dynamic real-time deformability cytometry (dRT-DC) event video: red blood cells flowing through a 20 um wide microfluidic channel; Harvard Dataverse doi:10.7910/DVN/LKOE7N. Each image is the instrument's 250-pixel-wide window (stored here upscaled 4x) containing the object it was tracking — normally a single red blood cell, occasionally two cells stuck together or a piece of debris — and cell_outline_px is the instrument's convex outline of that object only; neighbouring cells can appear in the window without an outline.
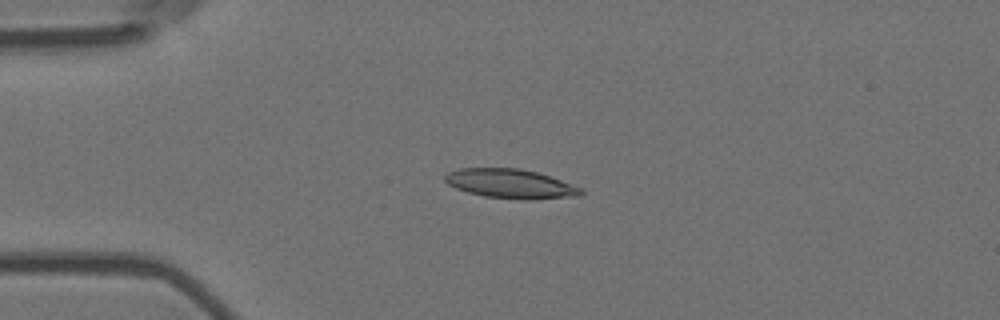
{"species": "Egyptian fruit bat (a non-hibernating species)", "species_latin": "Rousettus aegyptiacus", "temperature_condition": "room temperature", "stored_images_in_passage": 8, "camera_frame_rate_fps": 3000, "um_per_image_px": 0.085, "animal": {"sex": "female"}, "frame": {"image": 1, "passage_image": 4, "time_ms": 1.0, "image_size_px": [1000, 320], "cell_outline_px": [[584, 192], [580, 196], [528, 200], [524, 200], [484, 196], [468, 192], [456, 188], [448, 184], [444, 180], [444, 176], [448, 172], [460, 168], [520, 168], [536, 172], [584, 188]], "centroid_in_image_um": [43.41, 15.62], "position_along_channel_um": 41.6, "area_um2": 23.24}}
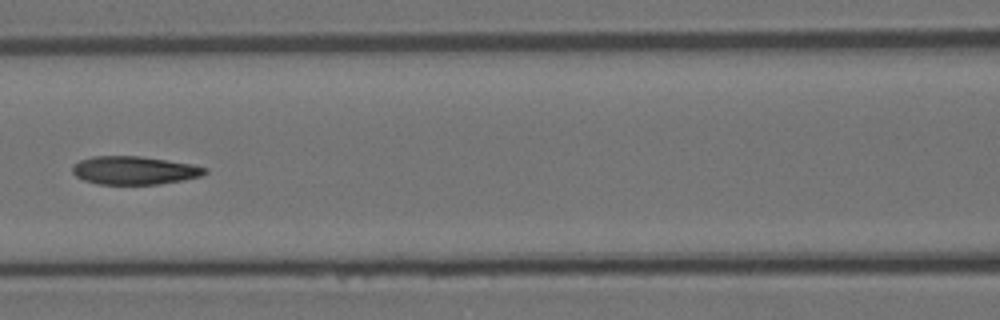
{"frame": {"image": 2, "passage_image": 7, "time_ms": 2.0, "image_size_px": [1000, 320], "cell_outline_px": [[208, 172], [200, 176], [184, 180], [160, 184], [96, 184], [84, 180], [76, 176], [72, 172], [72, 164], [80, 160], [92, 156], [140, 156], [192, 164], [208, 168]], "centroid_in_image_um": [11.41, 14.48], "position_along_channel_um": 155.2, "area_um2": 21.91}}
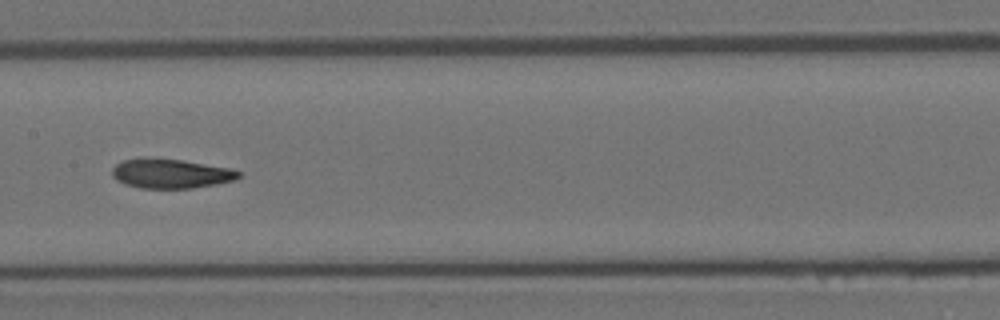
{"frame": {"image": 3, "passage_image": 8, "time_ms": 2.333, "image_size_px": [1000, 320], "cell_outline_px": [[240, 176], [236, 180], [216, 184], [192, 188], [140, 188], [124, 184], [116, 180], [112, 176], [112, 168], [116, 164], [124, 160], [180, 160], [232, 168], [240, 172]], "centroid_in_image_um": [14.56, 14.79], "position_along_channel_um": 192.8, "area_um2": 21.15}}